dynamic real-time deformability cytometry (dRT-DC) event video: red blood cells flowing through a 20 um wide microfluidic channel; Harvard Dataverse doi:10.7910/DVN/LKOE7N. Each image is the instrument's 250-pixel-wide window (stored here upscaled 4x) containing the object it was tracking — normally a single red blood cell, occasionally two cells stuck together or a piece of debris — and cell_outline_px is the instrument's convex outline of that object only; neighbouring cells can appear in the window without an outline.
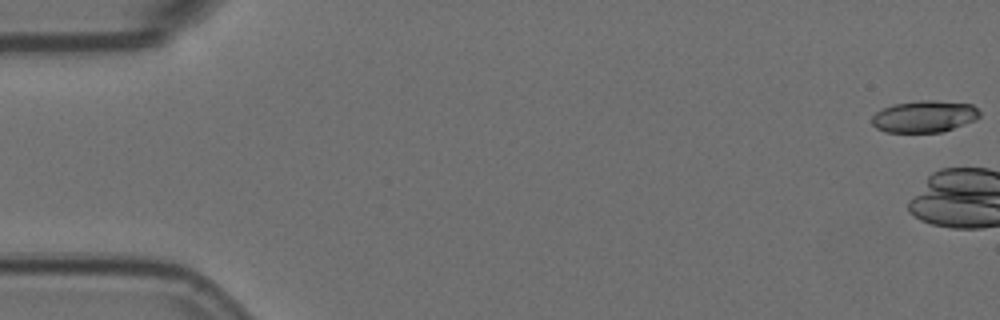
{"species": "Egyptian fruit bat (a non-hibernating species)", "species_latin": "Rousettus aegyptiacus", "temperature_condition": "room temperature", "stored_images_in_passage": 4, "camera_frame_rate_fps": 3000, "um_per_image_px": 0.085, "animal": {"sex": "female"}, "frame": {"image": 1, "passage_image": 1, "time_ms": 0.0, "image_size_px": [1000, 320], "cell_outline_px": [[980, 116], [972, 120], [952, 128], [940, 132], [884, 132], [876, 128], [872, 124], [872, 116], [876, 112], [892, 104], [920, 100], [932, 100], [972, 104], [980, 112]], "centroid_in_image_um": [78.52, 9.89], "position_along_channel_um": 6.5, "area_um2": 19.77}}